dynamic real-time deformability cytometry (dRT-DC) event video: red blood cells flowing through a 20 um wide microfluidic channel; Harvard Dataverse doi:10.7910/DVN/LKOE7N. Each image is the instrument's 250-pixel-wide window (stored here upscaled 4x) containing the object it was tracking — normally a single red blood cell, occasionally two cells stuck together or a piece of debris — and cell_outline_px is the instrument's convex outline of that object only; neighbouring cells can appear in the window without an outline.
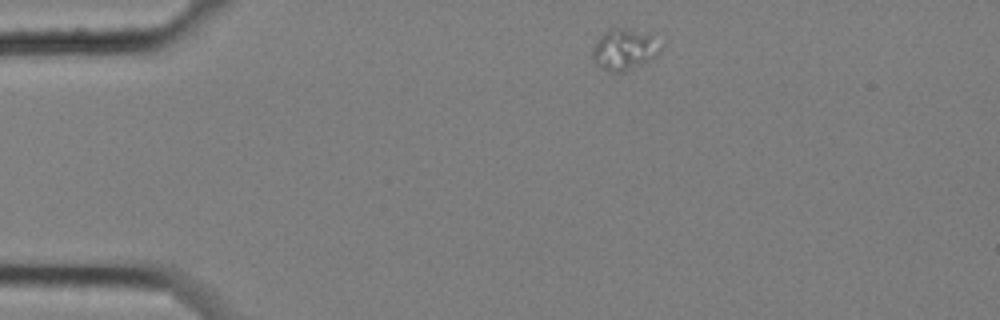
{"species": "common noctule bat (a hibernating species)", "species_latin": "Nyctalus noctula", "temperature_condition": "cold", "stored_images_in_passage": 3, "camera_frame_rate_fps": 3000, "um_per_image_px": 0.085, "animal": {"sex": "female", "body_mass_g": 25.1}, "frame": {"image": 1, "passage_image": 1, "time_ms": 0.0, "image_size_px": [1000, 320], "cell_outline_px": [[664, 48], [652, 60], [624, 72], [612, 72], [596, 64], [592, 56], [592, 48], [600, 36], [608, 28], [620, 28], [648, 32], [664, 44]], "centroid_in_image_um": [53.14, 4.19], "position_along_channel_um": 31.9, "area_um2": 16.7}}